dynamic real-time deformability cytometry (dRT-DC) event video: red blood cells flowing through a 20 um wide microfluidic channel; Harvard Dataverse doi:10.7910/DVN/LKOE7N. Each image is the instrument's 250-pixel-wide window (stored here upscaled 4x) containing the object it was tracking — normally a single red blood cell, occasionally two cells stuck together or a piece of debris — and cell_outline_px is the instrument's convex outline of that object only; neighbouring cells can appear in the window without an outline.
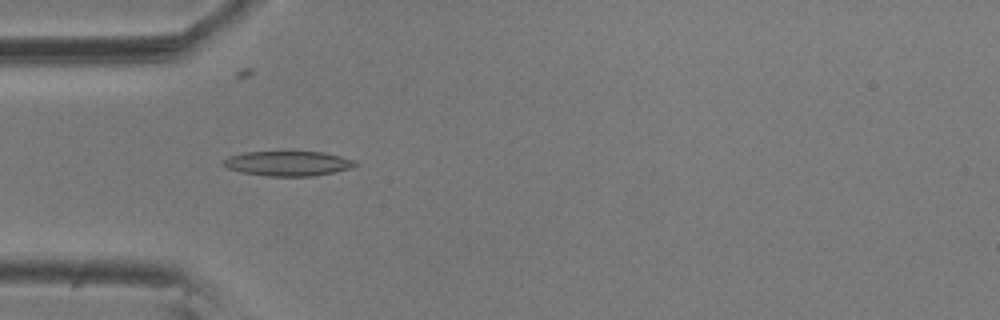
{"species": "common noctule bat (a hibernating species)", "species_latin": "Nyctalus noctula", "temperature_condition": "room temperature", "stored_images_in_passage": 4, "camera_frame_rate_fps": 3000, "um_per_image_px": 0.085, "animal": {"sex": "male", "body_mass_g": 20.5, "forearm_length_mm": 52.5}, "frame": {"image": 1, "passage_image": 4, "time_ms": 1.0, "image_size_px": [1000, 320], "cell_outline_px": [[360, 164], [352, 168], [336, 172], [312, 176], [268, 176], [240, 172], [228, 168], [220, 164], [220, 160], [228, 156], [244, 152], [324, 152], [356, 160]], "centroid_in_image_um": [24.47, 13.89], "position_along_channel_um": 60.5, "area_um2": 19.36}}